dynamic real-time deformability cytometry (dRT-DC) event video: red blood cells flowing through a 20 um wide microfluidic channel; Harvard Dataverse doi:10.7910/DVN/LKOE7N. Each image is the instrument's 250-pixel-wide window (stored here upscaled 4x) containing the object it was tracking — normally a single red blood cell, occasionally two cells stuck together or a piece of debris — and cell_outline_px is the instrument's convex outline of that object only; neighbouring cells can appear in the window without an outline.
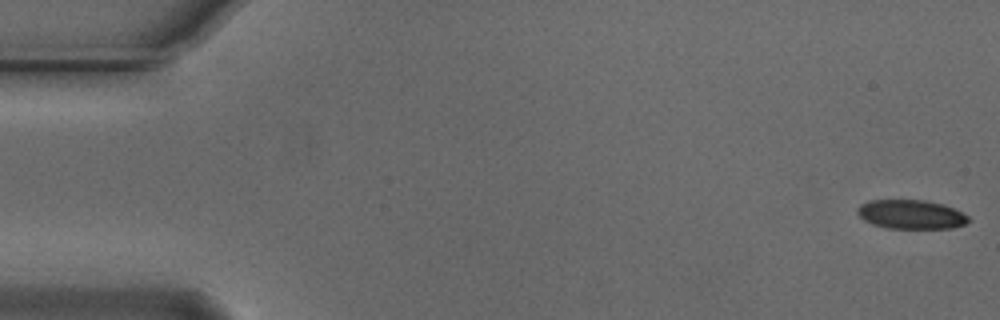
{"species": "Egyptian fruit bat (a non-hibernating species)", "species_latin": "Rousettus aegyptiacus", "temperature_condition": "cold", "stored_images_in_passage": 55, "camera_frame_rate_fps": 3000, "um_per_image_px": 0.085, "animal": {"sex": "male"}, "frame": {"image": 1, "passage_image": 1, "time_ms": 0.0, "image_size_px": [1000, 320], "cell_outline_px": [[972, 220], [964, 224], [952, 228], [888, 228], [872, 224], [864, 220], [856, 212], [856, 208], [860, 204], [868, 200], [924, 200], [944, 204], [968, 216]], "centroid_in_image_um": [77.41, 18.22], "position_along_channel_um": 7.6, "area_um2": 18.84}}
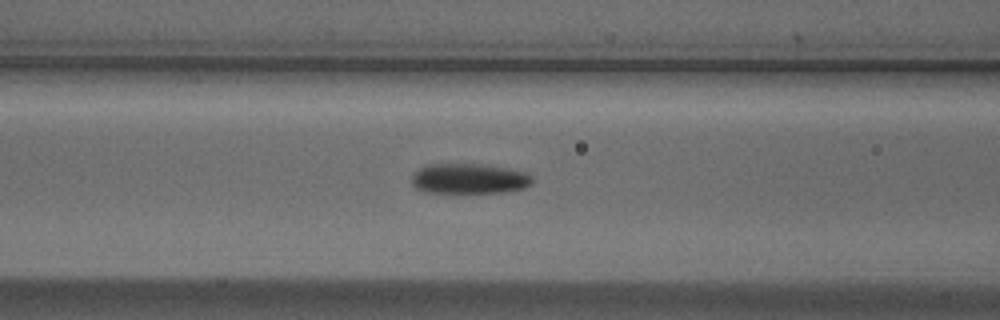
{"frame": {"image": 2, "passage_image": 22, "time_ms": 7.0, "image_size_px": [1000, 320], "cell_outline_px": [[532, 184], [524, 188], [504, 192], [460, 196], [424, 192], [416, 188], [412, 184], [412, 176], [420, 168], [428, 164], [480, 164], [508, 168], [528, 172], [532, 176]], "centroid_in_image_um": [39.88, 15.24], "position_along_channel_um": 126.7, "area_um2": 22.37}}
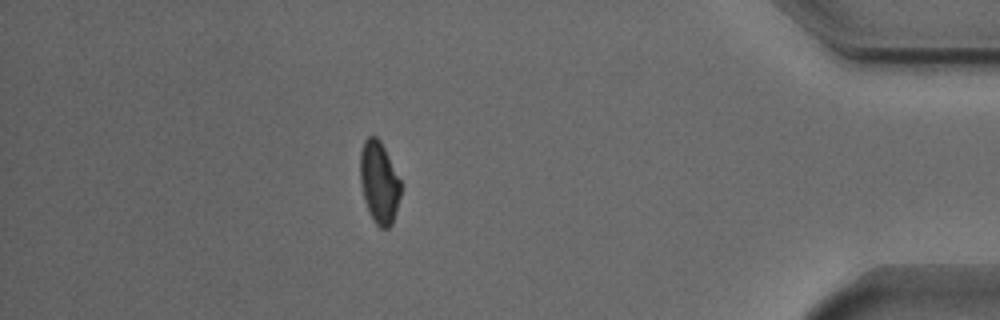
{"frame": {"image": 3, "passage_image": 48, "time_ms": 15.667, "image_size_px": [1000, 320], "cell_outline_px": [[400, 196], [392, 224], [388, 228], [380, 228], [372, 220], [364, 200], [360, 180], [360, 152], [364, 140], [368, 136], [376, 136], [380, 140], [400, 180]], "centroid_in_image_um": [32.2, 15.51], "position_along_channel_um": 403.0, "area_um2": 19.25}, "authors_computed_cell_mechanics": {"area_um2": 20.6346, "velocity_mm_per_s": 3.7322, "shape_relaxation_time_tau1_ms": 5.1169, "shape_relaxation_time_tau2_ms": 4.9288, "deformation_change_tau1": 0.1255, "deformation_change_tau2": 0.0948}}